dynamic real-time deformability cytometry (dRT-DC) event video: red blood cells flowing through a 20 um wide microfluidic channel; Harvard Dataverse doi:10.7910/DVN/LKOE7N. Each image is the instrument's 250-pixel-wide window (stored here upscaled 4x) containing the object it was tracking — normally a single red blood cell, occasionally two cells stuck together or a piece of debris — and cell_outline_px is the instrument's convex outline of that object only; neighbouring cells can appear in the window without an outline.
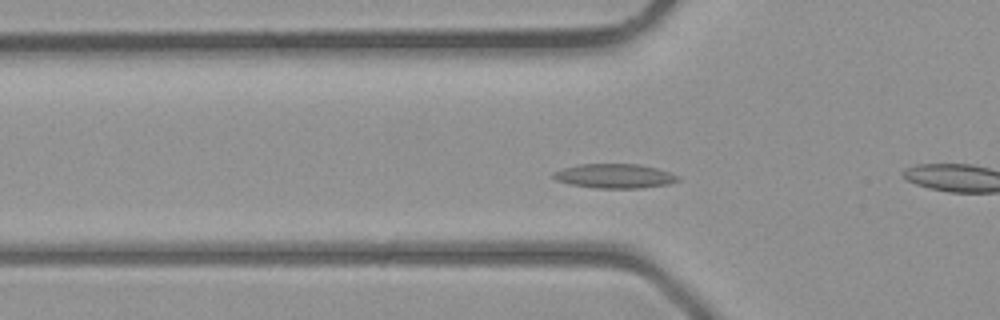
{"species": "common noctule bat (a hibernating species)", "species_latin": "Nyctalus noctula", "temperature_condition": "room temperature", "stored_images_in_passage": 39, "camera_frame_rate_fps": 3000, "um_per_image_px": 0.085, "animal": {"sex": "male", "body_mass_g": 23.1, "forearm_length_mm": 52.7}, "frame": {"image": 1, "passage_image": 10, "time_ms": 3.0, "image_size_px": [1000, 320], "cell_outline_px": [[680, 180], [668, 184], [640, 188], [596, 188], [572, 184], [556, 180], [552, 176], [552, 172], [564, 168], [580, 164], [640, 164], [656, 168], [680, 176]], "centroid_in_image_um": [52.25, 14.96], "position_along_channel_um": 73.5, "area_um2": 17.57}}
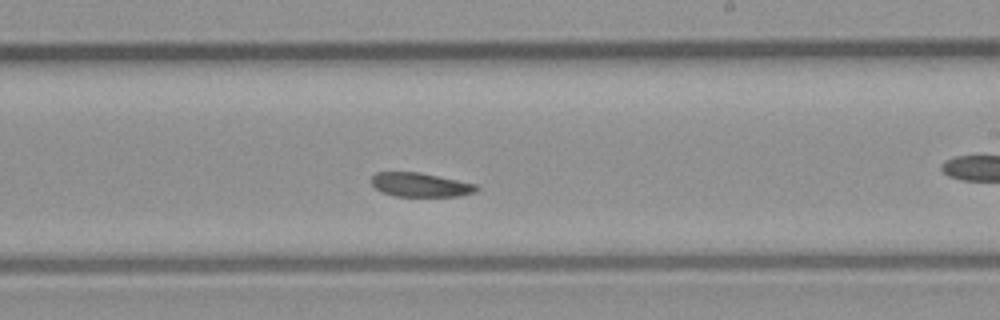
{"frame": {"image": 2, "passage_image": 21, "time_ms": 6.667, "image_size_px": [1000, 320], "cell_outline_px": [[480, 188], [476, 192], [460, 196], [396, 196], [384, 192], [376, 188], [372, 184], [372, 176], [376, 172], [420, 172], [476, 184]], "centroid_in_image_um": [35.77, 15.7], "position_along_channel_um": 253.2, "area_um2": 14.62}}
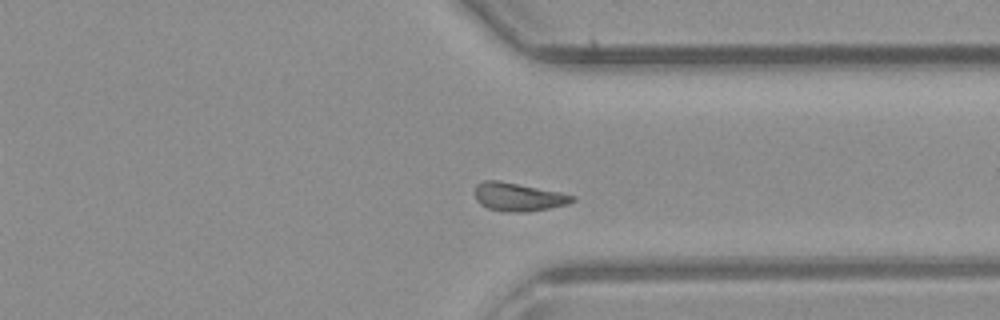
{"frame": {"image": 3, "passage_image": 28, "time_ms": 9.0, "image_size_px": [1000, 320], "cell_outline_px": [[576, 200], [568, 204], [528, 212], [508, 212], [488, 208], [480, 204], [476, 200], [472, 192], [476, 184], [484, 180], [500, 180], [560, 192], [576, 196]], "centroid_in_image_um": [44.02, 16.73], "position_along_channel_um": 367.4, "area_um2": 16.36}}